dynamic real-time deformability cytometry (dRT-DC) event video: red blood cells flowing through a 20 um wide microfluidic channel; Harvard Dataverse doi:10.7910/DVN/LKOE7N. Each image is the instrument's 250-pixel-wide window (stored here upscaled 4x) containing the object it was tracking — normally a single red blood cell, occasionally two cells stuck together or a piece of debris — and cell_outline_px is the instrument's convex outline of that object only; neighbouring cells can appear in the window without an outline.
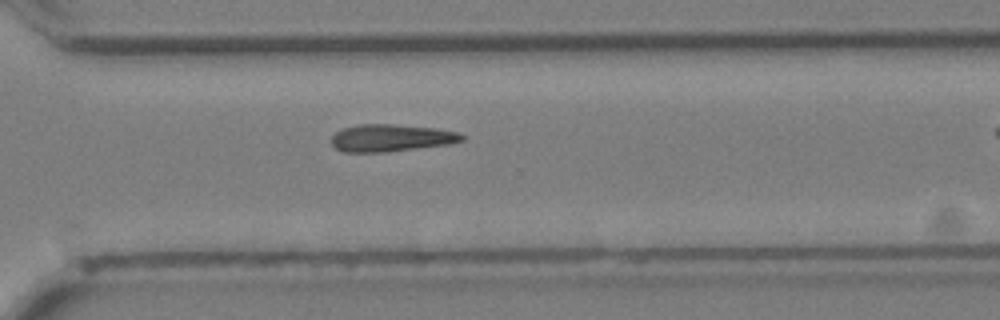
{"species": "Egyptian fruit bat (a non-hibernating species)", "species_latin": "Rousettus aegyptiacus", "temperature_condition": "cold", "stored_images_in_passage": 24, "camera_frame_rate_fps": 3000, "um_per_image_px": 0.085, "animal": {"sex": "female"}, "frame": {"image": 1, "passage_image": 21, "time_ms": 6.667, "image_size_px": [1000, 320], "cell_outline_px": [[464, 140], [448, 144], [384, 152], [344, 152], [336, 148], [332, 144], [332, 136], [336, 132], [344, 128], [360, 124], [392, 124], [436, 128], [456, 132], [464, 136]], "centroid_in_image_um": [33.22, 11.72], "position_along_channel_um": 337.4, "area_um2": 20.46}}